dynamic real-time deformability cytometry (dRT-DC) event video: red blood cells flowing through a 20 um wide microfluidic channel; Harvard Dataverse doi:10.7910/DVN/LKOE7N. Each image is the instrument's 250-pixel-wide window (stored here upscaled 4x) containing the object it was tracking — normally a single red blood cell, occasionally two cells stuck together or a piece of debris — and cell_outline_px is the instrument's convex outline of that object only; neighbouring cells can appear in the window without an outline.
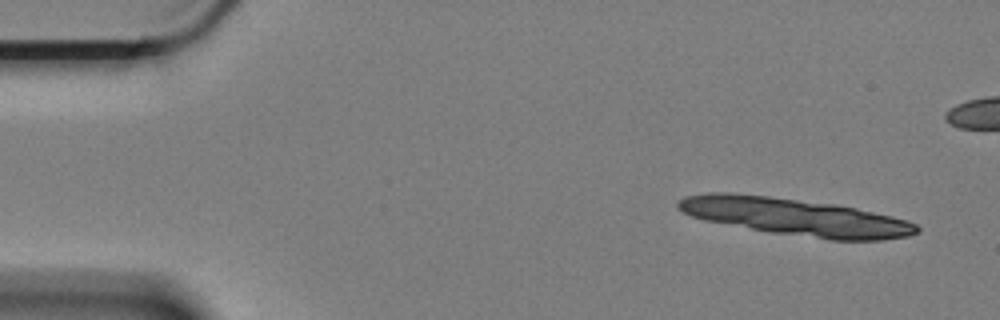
{"species": "Egyptian fruit bat (a non-hibernating species)", "species_latin": "Rousettus aegyptiacus", "temperature_condition": "cold", "stored_images_in_passage": 3, "segment_of_instrument_passage": [1, 2], "camera_frame_rate_fps": 3000, "um_per_image_px": 0.085, "animal": {"sex": "female"}, "frame": {"image": 1, "passage_image": 1, "time_ms": 0.0, "image_size_px": [1000, 320], "cell_outline_px": [[916, 228], [912, 232], [896, 236], [828, 236], [852, 212], [856, 212], [880, 216], [896, 220]], "centroid_in_image_um": [74.01, 19.25], "position_along_channel_um": 11.0, "area_um2": 10.0}}